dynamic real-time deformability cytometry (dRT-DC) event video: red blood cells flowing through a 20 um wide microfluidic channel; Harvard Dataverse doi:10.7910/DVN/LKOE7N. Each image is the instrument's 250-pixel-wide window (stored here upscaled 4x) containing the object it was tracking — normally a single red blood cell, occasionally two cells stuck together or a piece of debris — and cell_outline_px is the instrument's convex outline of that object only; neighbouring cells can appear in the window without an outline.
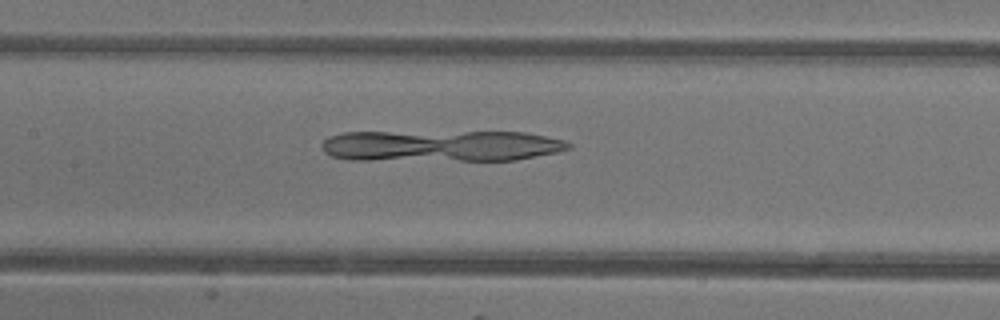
{"species": "common noctule bat (a hibernating species)", "species_latin": "Nyctalus noctula", "temperature_condition": "warm", "stored_images_in_passage": 39, "camera_frame_rate_fps": 3000, "um_per_image_px": 0.085, "animal": {"sex": "female"}, "frame": {"image": 1, "passage_image": 16, "time_ms": 5.0, "image_size_px": [1000, 320], "cell_outline_px": [[572, 148], [556, 152], [516, 160], [348, 160], [332, 156], [324, 152], [320, 144], [328, 136], [344, 132], [524, 132], [564, 140], [572, 144]], "centroid_in_image_um": [37.44, 12.4], "position_along_channel_um": 170.0, "area_um2": 45.32}}
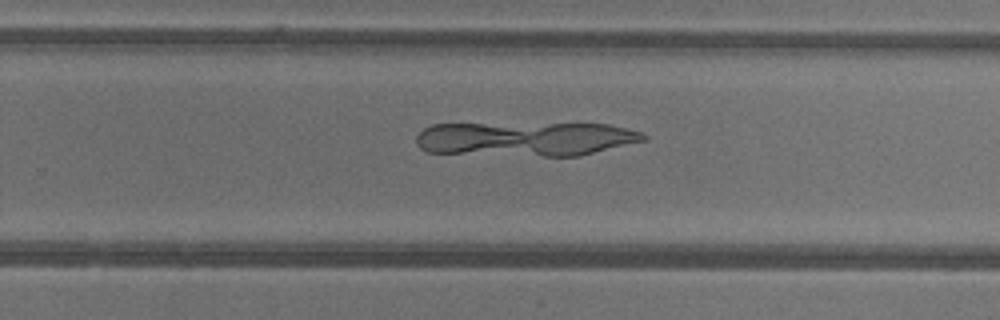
{"frame": {"image": 2, "passage_image": 24, "time_ms": 7.667, "image_size_px": [1000, 320], "cell_outline_px": [[648, 140], [580, 156], [544, 156], [428, 152], [420, 148], [416, 144], [416, 136], [424, 128], [432, 124], [608, 124], [640, 132], [648, 136]], "centroid_in_image_um": [44.7, 11.81], "position_along_channel_um": 285.1, "area_um2": 45.32}}